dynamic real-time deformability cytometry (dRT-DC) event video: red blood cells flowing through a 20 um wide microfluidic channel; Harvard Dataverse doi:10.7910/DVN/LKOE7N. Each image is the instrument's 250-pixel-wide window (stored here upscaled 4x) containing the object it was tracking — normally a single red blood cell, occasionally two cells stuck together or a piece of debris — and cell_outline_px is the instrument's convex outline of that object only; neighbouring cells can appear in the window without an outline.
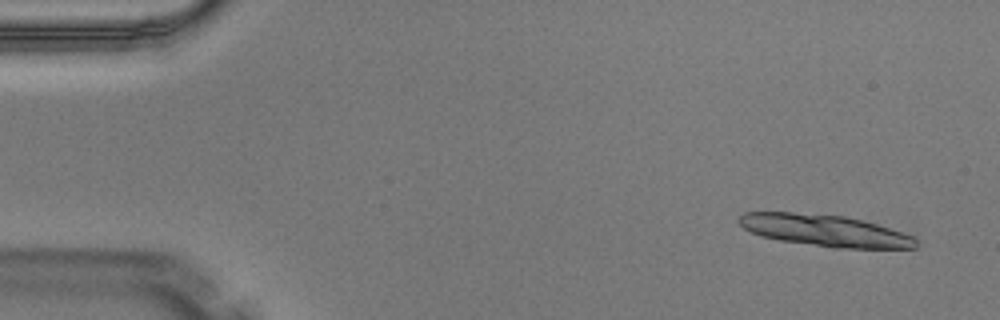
{"species": "Egyptian fruit bat (a non-hibernating species)", "species_latin": "Rousettus aegyptiacus", "temperature_condition": "warm", "stored_images_in_passage": 4, "segment_of_instrument_passage": [2, 2], "camera_frame_rate_fps": 3000, "um_per_image_px": 0.085, "animal": {"sex": "male"}, "frame": {"image": 1, "passage_image": 4, "time_ms": 1.0, "image_size_px": [1000, 320], "cell_outline_px": [[916, 248], [832, 248], [780, 240], [764, 236], [752, 232], [744, 228], [740, 224], [740, 216], [744, 212], [792, 212], [844, 216], [864, 220], [912, 236], [916, 240]], "centroid_in_image_um": [70.11, 19.59], "position_along_channel_um": 14.9, "area_um2": 32.25}}